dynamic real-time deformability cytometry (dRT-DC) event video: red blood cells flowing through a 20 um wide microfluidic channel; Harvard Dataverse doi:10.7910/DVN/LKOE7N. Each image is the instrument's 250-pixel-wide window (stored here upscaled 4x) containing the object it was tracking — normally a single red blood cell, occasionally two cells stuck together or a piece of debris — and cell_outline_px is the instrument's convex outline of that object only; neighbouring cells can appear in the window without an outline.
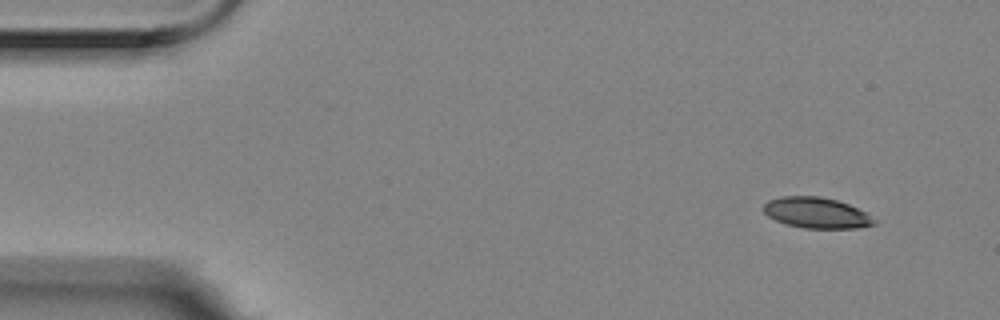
{"species": "Egyptian fruit bat (a non-hibernating species)", "species_latin": "Rousettus aegyptiacus", "temperature_condition": "room temperature", "stored_images_in_passage": 14, "camera_frame_rate_fps": 3000, "um_per_image_px": 0.085, "animal": {"sex": "female"}, "frame": {"image": 1, "passage_image": 1, "time_ms": 0.0, "image_size_px": [1000, 320], "cell_outline_px": [[876, 224], [856, 228], [804, 228], [788, 224], [776, 220], [768, 216], [764, 212], [764, 204], [768, 200], [780, 196], [820, 196], [836, 200], [848, 204], [864, 212], [876, 220]], "centroid_in_image_um": [69.38, 18.08], "position_along_channel_um": 15.6, "area_um2": 19.65}}
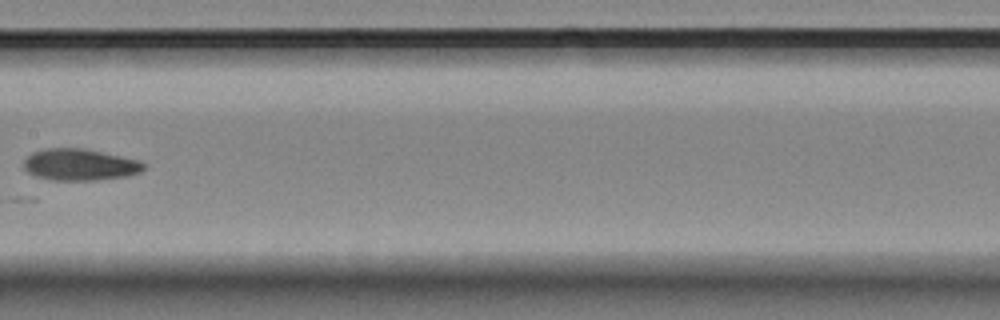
{"frame": {"image": 2, "passage_image": 7, "time_ms": 2.0, "image_size_px": [1000, 320], "cell_outline_px": [[144, 168], [140, 172], [128, 176], [96, 180], [52, 180], [36, 176], [28, 172], [24, 168], [24, 160], [32, 152], [44, 148], [84, 148], [140, 160], [144, 164]], "centroid_in_image_um": [6.78, 13.99], "position_along_channel_um": 200.6, "area_um2": 22.14}}
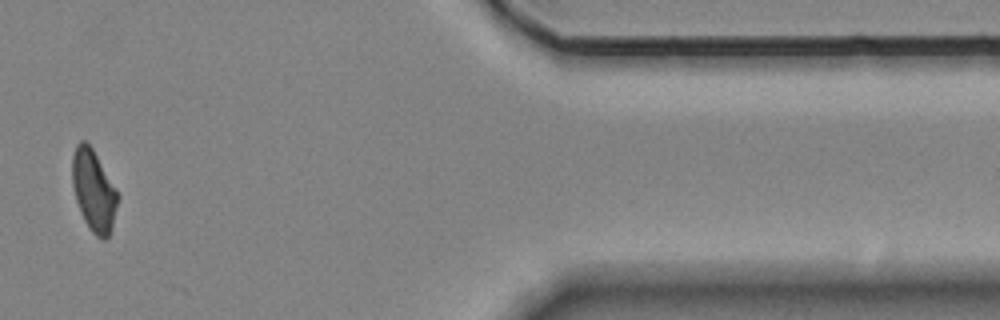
{"frame": {"image": 3, "passage_image": 12, "time_ms": 3.667, "image_size_px": [1000, 320], "cell_outline_px": [[120, 196], [112, 228], [108, 236], [104, 240], [96, 236], [92, 232], [84, 220], [76, 200], [72, 184], [72, 156], [76, 144], [80, 140], [84, 140], [92, 148], [116, 188]], "centroid_in_image_um": [7.97, 16.2], "position_along_channel_um": 403.4, "area_um2": 21.62}}